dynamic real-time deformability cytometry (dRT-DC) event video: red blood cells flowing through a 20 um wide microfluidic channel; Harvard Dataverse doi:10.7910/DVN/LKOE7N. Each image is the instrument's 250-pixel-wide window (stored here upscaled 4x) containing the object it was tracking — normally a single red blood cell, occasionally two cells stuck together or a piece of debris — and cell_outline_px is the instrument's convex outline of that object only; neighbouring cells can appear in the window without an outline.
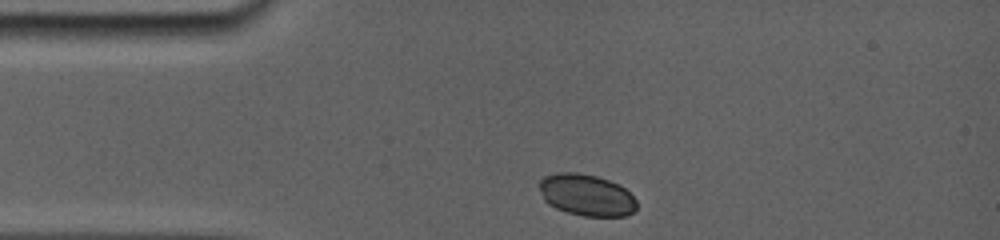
{"species": "common noctule bat (a hibernating species)", "species_latin": "Nyctalus noctula", "temperature_condition": "room temperature", "stored_images_in_passage": 25, "camera_frame_rate_fps": 5000, "um_per_image_px": 0.085, "animal": {"sex": "female", "body_mass_g": 19.0, "forearm_length_mm": 56.7}, "frame": {"image": 1, "passage_image": 1, "time_ms": 0.0, "image_size_px": [1000, 240], "cell_outline_px": [[636, 208], [632, 212], [624, 216], [584, 216], [568, 212], [556, 208], [548, 204], [544, 200], [536, 184], [544, 176], [560, 172], [576, 172], [596, 176], [620, 184], [636, 200]], "centroid_in_image_um": [49.81, 16.56], "position_along_channel_um": 35.2, "area_um2": 23.7}}
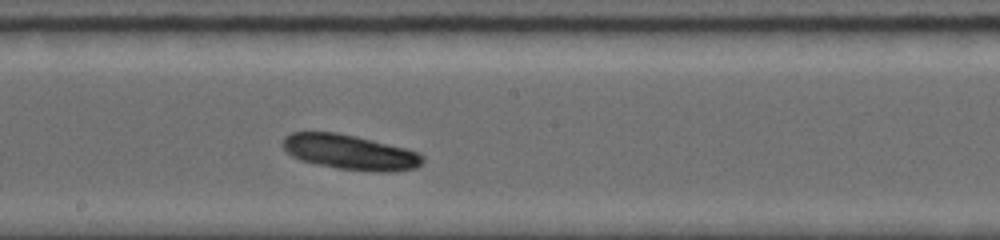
{"frame": {"image": 2, "passage_image": 14, "time_ms": 5.6, "image_size_px": [1000, 240], "cell_outline_px": [[424, 160], [416, 168], [392, 172], [372, 172], [336, 168], [300, 160], [292, 156], [284, 148], [284, 136], [292, 132], [336, 132], [356, 136], [420, 152], [424, 156]], "centroid_in_image_um": [29.78, 12.94], "position_along_channel_um": 218.4, "area_um2": 28.5}}
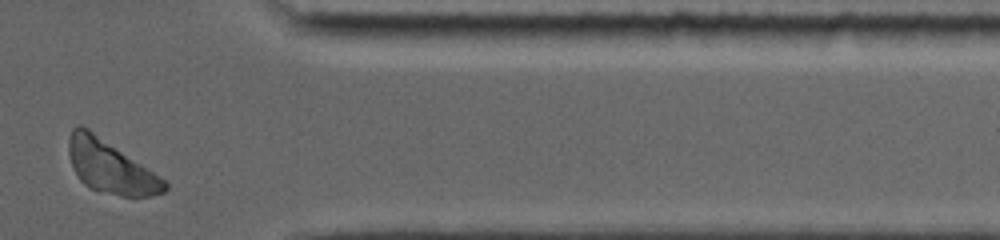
{"frame": {"image": 3, "passage_image": 24, "time_ms": 10.6, "image_size_px": [1000, 240], "cell_outline_px": [[168, 188], [164, 192], [148, 196], [120, 196], [92, 188], [84, 184], [80, 180], [72, 164], [68, 152], [68, 140], [72, 128], [76, 124], [80, 124], [88, 128], [160, 176], [168, 184]], "centroid_in_image_um": [9.37, 14.15], "position_along_channel_um": 402.0, "area_um2": 29.07}, "authors_computed_cell_mechanics": {"area_um2": 27.6862, "velocity_mm_per_s": 3.8073, "shape_relaxation_time_tau1_ms": 0.3755, "shape_relaxation_time_tau2_ms": null, "deformation_change_tau1": null, "deformation_change_tau2": null}}